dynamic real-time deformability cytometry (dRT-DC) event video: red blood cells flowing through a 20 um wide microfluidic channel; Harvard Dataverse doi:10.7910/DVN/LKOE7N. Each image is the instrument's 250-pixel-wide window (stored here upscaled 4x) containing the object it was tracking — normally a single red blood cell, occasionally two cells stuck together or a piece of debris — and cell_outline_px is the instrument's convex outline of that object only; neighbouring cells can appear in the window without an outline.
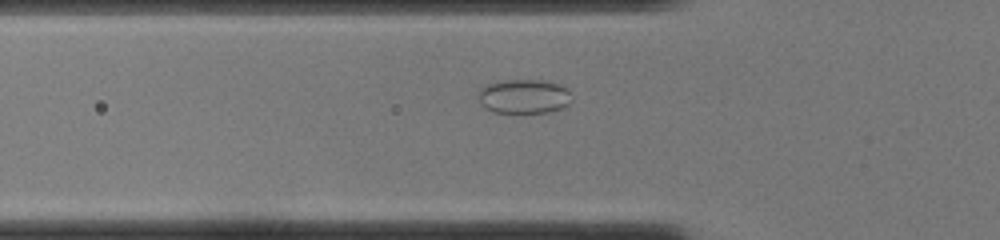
{"species": "common noctule bat (a hibernating species)", "species_latin": "Nyctalus noctula", "temperature_condition": "cold", "stored_images_in_passage": 35, "segment_of_instrument_passage": [1, 2], "camera_frame_rate_fps": 3000, "um_per_image_px": 0.085, "animal": {"sex": "female", "body_mass_g": 22.0, "forearm_length_mm": 56.7}, "frame": {"image": 1, "passage_image": 4, "time_ms": 1.0, "image_size_px": [1000, 240], "cell_outline_px": [[572, 100], [564, 108], [548, 112], [492, 112], [484, 108], [480, 104], [480, 88], [496, 80], [544, 80], [560, 84], [568, 88]], "centroid_in_image_um": [44.56, 8.18], "position_along_channel_um": 81.2, "area_um2": 18.84}}
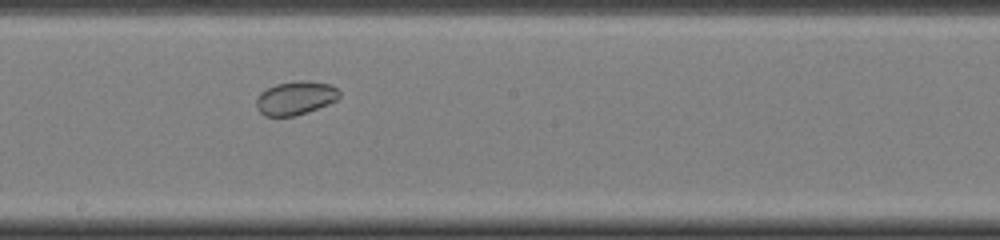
{"frame": {"image": 2, "passage_image": 14, "time_ms": 4.333, "image_size_px": [1000, 240], "cell_outline_px": [[340, 96], [336, 100], [328, 104], [292, 116], [264, 116], [256, 108], [256, 96], [260, 92], [276, 84], [300, 80], [308, 80], [328, 84], [336, 88], [340, 92]], "centroid_in_image_um": [25.08, 8.32], "position_along_channel_um": 223.1, "area_um2": 16.13}}
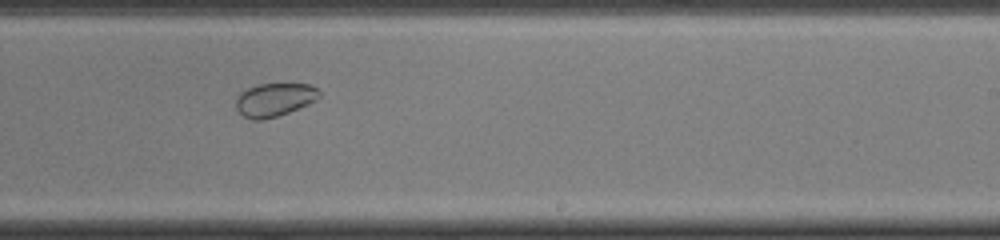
{"frame": {"image": 3, "passage_image": 17, "time_ms": 5.333, "image_size_px": [1000, 240], "cell_outline_px": [[320, 96], [316, 100], [308, 104], [288, 112], [264, 120], [252, 120], [244, 116], [236, 108], [236, 100], [240, 92], [248, 88], [260, 84], [308, 84], [316, 88], [320, 92]], "centroid_in_image_um": [23.32, 8.48], "position_along_channel_um": 265.7, "area_um2": 16.01}}